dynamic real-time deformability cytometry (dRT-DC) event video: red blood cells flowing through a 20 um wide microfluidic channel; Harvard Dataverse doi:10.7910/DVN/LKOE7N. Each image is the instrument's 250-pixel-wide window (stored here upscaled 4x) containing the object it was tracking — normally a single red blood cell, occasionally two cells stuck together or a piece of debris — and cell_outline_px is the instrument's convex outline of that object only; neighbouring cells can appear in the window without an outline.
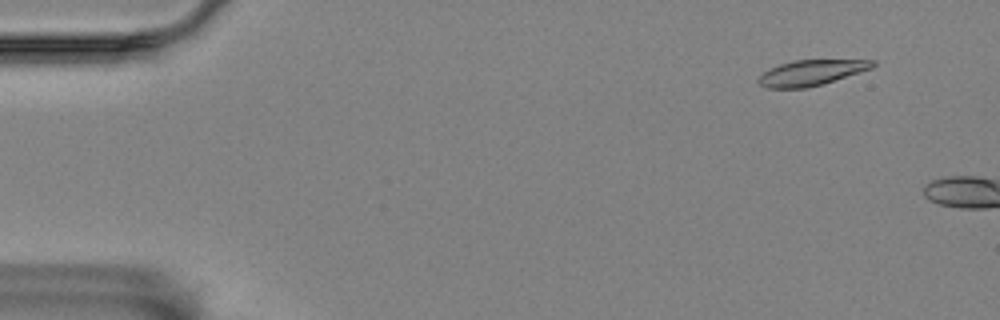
{"species": "Egyptian fruit bat (a non-hibernating species)", "species_latin": "Rousettus aegyptiacus", "temperature_condition": "room temperature", "stored_images_in_passage": 3, "camera_frame_rate_fps": 3000, "um_per_image_px": 0.085, "animal": {"sex": "female"}, "frame": {"image": 1, "passage_image": 2, "time_ms": 0.333, "image_size_px": [1000, 320], "cell_outline_px": [[876, 64], [872, 68], [824, 84], [808, 88], [768, 88], [760, 84], [756, 80], [764, 72], [780, 64], [792, 60], [876, 60]], "centroid_in_image_um": [68.97, 6.18], "position_along_channel_um": 16.0, "area_um2": 16.94}}